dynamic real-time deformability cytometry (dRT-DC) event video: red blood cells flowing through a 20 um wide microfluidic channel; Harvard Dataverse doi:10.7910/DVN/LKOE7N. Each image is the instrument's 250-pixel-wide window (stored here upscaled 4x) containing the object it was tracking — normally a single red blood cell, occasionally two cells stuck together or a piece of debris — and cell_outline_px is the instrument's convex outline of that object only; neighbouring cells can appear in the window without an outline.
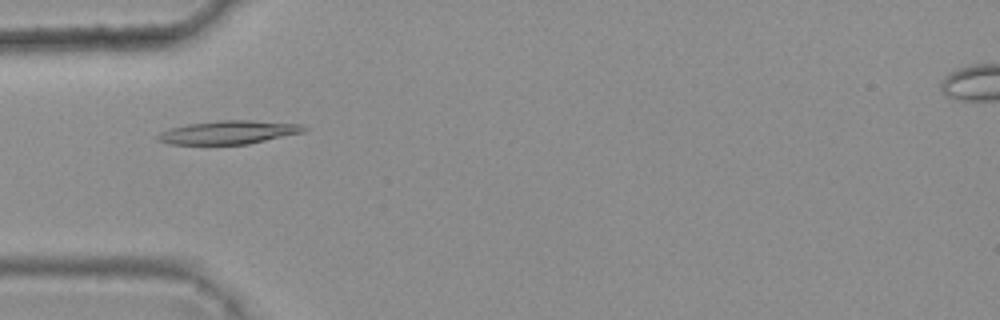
{"species": "common noctule bat (a hibernating species)", "species_latin": "Nyctalus noctula", "temperature_condition": "warm", "stored_images_in_passage": 9, "camera_frame_rate_fps": 3000, "um_per_image_px": 0.085, "animal": {"sex": "female", "body_mass_g": 25.1}, "frame": {"image": 1, "passage_image": 4, "time_ms": 1.0, "image_size_px": [1000, 320], "cell_outline_px": [[308, 128], [304, 132], [248, 144], [168, 144], [156, 140], [156, 136], [160, 132], [168, 128], [188, 124], [220, 120], [252, 120], [300, 124]], "centroid_in_image_um": [19.4, 11.24], "position_along_channel_um": 65.6, "area_um2": 20.0}}
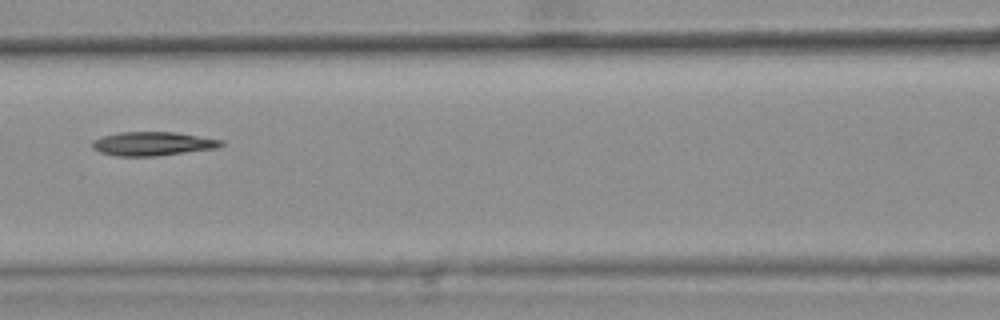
{"frame": {"image": 2, "passage_image": 6, "time_ms": 1.667, "image_size_px": [1000, 320], "cell_outline_px": [[224, 144], [216, 148], [156, 156], [116, 156], [100, 152], [92, 148], [92, 140], [104, 136], [120, 132], [176, 132], [224, 140]], "centroid_in_image_um": [12.98, 12.21], "position_along_channel_um": 153.6, "area_um2": 17.86}}